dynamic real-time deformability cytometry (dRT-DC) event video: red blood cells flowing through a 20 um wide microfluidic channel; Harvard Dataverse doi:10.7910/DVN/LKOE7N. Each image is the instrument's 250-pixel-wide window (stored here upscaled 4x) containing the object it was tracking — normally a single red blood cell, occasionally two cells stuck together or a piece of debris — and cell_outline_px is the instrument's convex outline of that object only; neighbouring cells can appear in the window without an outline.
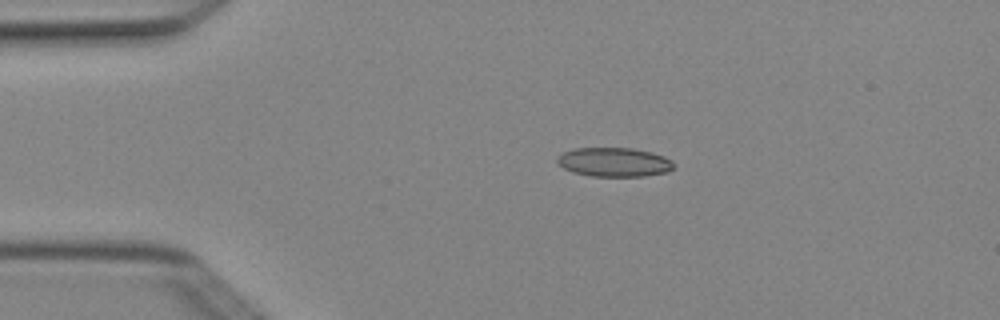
{"species": "Egyptian fruit bat (a non-hibernating species)", "species_latin": "Rousettus aegyptiacus", "temperature_condition": "cold", "stored_images_in_passage": 3, "camera_frame_rate_fps": 3000, "um_per_image_px": 0.085, "animal": {"sex": "female"}, "frame": {"image": 1, "passage_image": 2, "time_ms": 0.333, "image_size_px": [1000, 320], "cell_outline_px": [[672, 168], [668, 172], [644, 176], [592, 176], [572, 172], [556, 164], [556, 156], [572, 148], [632, 148], [652, 152], [664, 156], [672, 160]], "centroid_in_image_um": [52.16, 13.77], "position_along_channel_um": 32.8, "area_um2": 19.88}}